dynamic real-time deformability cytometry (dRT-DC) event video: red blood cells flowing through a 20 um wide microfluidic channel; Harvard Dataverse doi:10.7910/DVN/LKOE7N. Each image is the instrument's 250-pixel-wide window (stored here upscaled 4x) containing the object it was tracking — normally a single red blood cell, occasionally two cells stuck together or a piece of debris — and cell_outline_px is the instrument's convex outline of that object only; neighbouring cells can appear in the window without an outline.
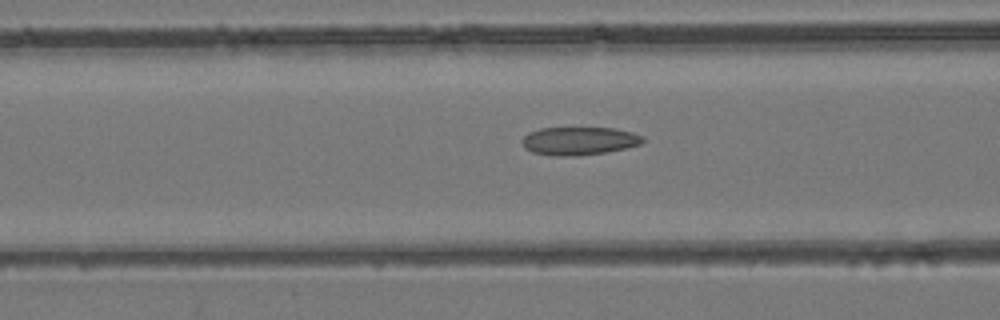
{"species": "common noctule bat (a hibernating species)", "species_latin": "Nyctalus noctula", "temperature_condition": "room temperature", "stored_images_in_passage": 43, "camera_frame_rate_fps": 3000, "um_per_image_px": 0.085, "animal": {"sex": "female", "body_mass_g": 24.6, "forearm_length_mm": 56.2}, "frame": {"image": 1, "passage_image": 14, "time_ms": 4.333, "image_size_px": [1000, 320], "cell_outline_px": [[644, 140], [640, 144], [608, 152], [576, 156], [552, 156], [532, 152], [524, 148], [520, 140], [528, 132], [540, 128], [612, 128], [632, 132], [644, 136]], "centroid_in_image_um": [49.18, 11.98], "position_along_channel_um": 117.4, "area_um2": 19.94}}
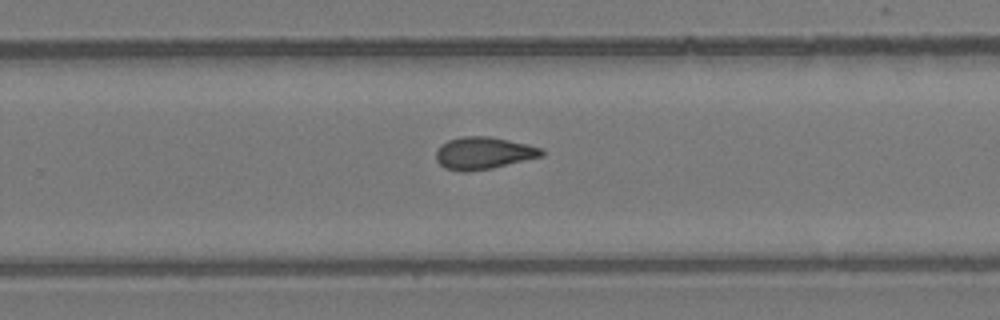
{"frame": {"image": 2, "passage_image": 26, "time_ms": 8.333, "image_size_px": [1000, 320], "cell_outline_px": [[544, 156], [492, 168], [468, 172], [460, 172], [444, 168], [436, 160], [436, 152], [440, 144], [448, 140], [460, 136], [488, 136], [528, 144], [540, 148], [544, 152]], "centroid_in_image_um": [41.07, 13.02], "position_along_channel_um": 288.7, "area_um2": 20.0}}
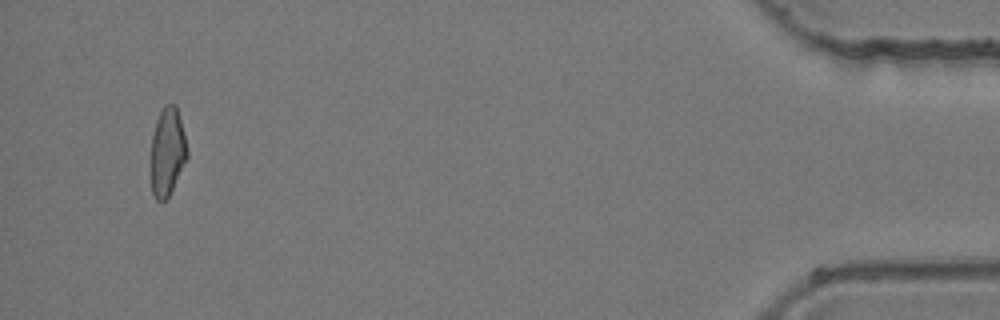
{"frame": {"image": 3, "passage_image": 41, "time_ms": 13.333, "image_size_px": [1000, 320], "cell_outline_px": [[188, 156], [168, 196], [164, 200], [156, 200], [152, 192], [152, 136], [156, 120], [164, 104], [176, 104], [184, 132], [188, 152]], "centroid_in_image_um": [14.24, 12.85], "position_along_channel_um": 421.0, "area_um2": 18.26}}